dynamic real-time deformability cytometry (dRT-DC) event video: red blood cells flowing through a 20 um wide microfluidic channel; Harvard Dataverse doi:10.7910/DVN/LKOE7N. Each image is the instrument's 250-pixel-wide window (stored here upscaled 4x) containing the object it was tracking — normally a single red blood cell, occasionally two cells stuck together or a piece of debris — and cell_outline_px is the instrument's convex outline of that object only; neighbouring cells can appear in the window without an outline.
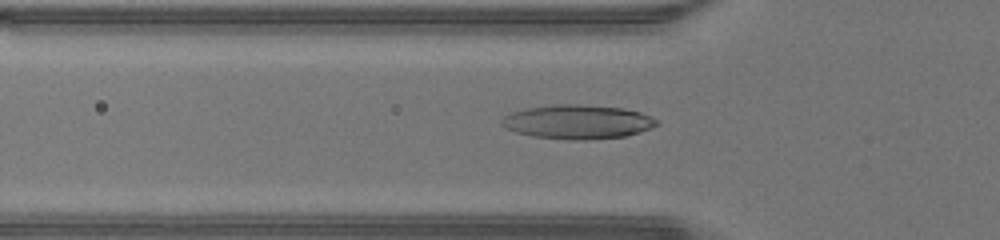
{"species": "human", "species_latin": "Homo sapiens", "temperature_condition": "warm", "stored_images_in_passage": 47, "camera_frame_rate_fps": 3000, "um_per_image_px": 0.085, "donor": {"sex": "male"}, "frame": {"image": 1, "passage_image": 16, "time_ms": 5.0, "image_size_px": [1000, 240], "cell_outline_px": [[660, 124], [652, 128], [640, 132], [624, 136], [588, 140], [568, 140], [532, 136], [516, 132], [504, 128], [500, 124], [500, 120], [504, 116], [512, 112], [528, 108], [552, 104], [580, 104], [624, 108], [640, 112], [652, 116]], "centroid_in_image_um": [49.1, 10.36], "position_along_channel_um": 76.7, "area_um2": 31.1}}
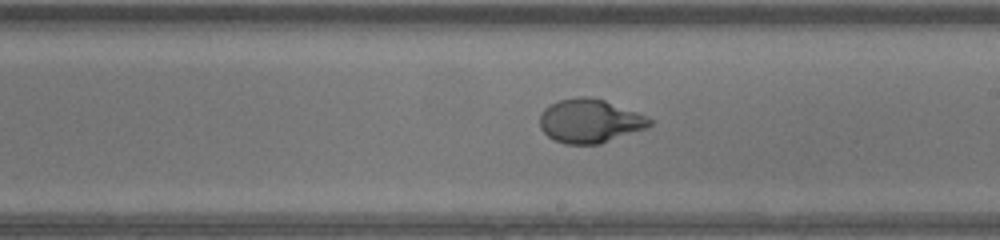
{"frame": {"image": 2, "passage_image": 27, "time_ms": 8.667, "image_size_px": [1000, 240], "cell_outline_px": [[652, 124], [648, 128], [600, 144], [564, 144], [552, 140], [540, 128], [540, 112], [544, 108], [560, 100], [580, 96], [592, 96], [604, 100], [636, 112], [652, 120]], "centroid_in_image_um": [50.11, 10.29], "position_along_channel_um": 238.9, "area_um2": 28.09}}
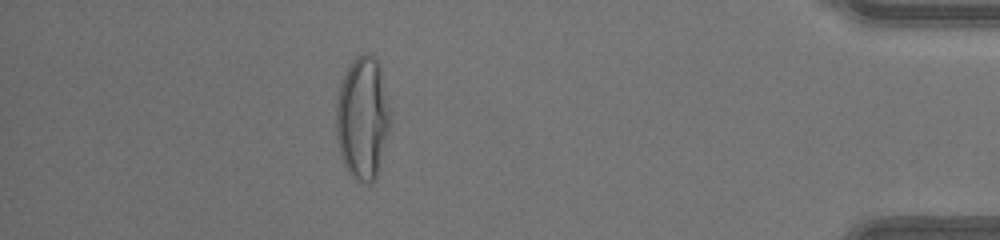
{"frame": {"image": 3, "passage_image": 42, "time_ms": 13.667, "image_size_px": [1000, 240], "cell_outline_px": [[388, 128], [376, 180], [368, 184], [352, 176], [348, 172], [344, 164], [336, 140], [336, 104], [340, 84], [348, 64], [356, 56], [364, 52], [372, 52], [380, 64], [388, 108]], "centroid_in_image_um": [30.78, 9.98], "position_along_channel_um": 404.4, "area_um2": 38.44}, "authors_computed_cell_mechanics": {"area_um2": 29.8826, "velocity_mm_per_s": 4.3838, "shape_relaxation_time_tau1_ms": 5.4856, "shape_relaxation_time_tau2_ms": null, "deformation_change_tau1": 0.3138, "deformation_change_tau2": null}}